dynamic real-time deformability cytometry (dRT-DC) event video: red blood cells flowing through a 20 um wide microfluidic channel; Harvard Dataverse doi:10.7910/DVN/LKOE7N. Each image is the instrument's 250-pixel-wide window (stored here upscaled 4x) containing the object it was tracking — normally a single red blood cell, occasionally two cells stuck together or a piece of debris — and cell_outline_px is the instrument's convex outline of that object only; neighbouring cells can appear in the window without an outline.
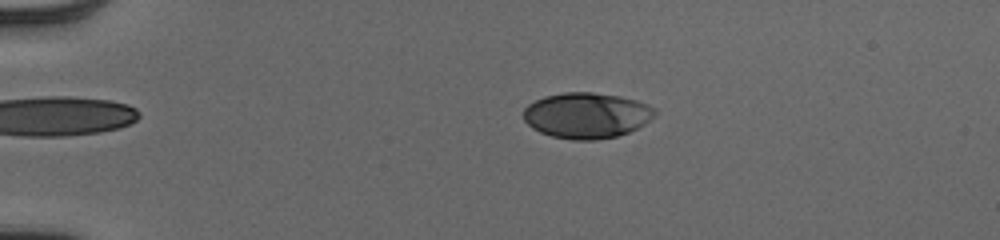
{"species": "human", "species_latin": "Homo sapiens", "temperature_condition": "cold", "stored_images_in_passage": 43, "camera_frame_rate_fps": 3000, "um_per_image_px": 0.085, "donor": {"sex": "male"}, "frame": {"image": 1, "passage_image": 2, "time_ms": 0.333, "image_size_px": [1000, 240], "cell_outline_px": [[656, 112], [644, 124], [628, 132], [616, 136], [596, 140], [572, 140], [552, 136], [540, 132], [532, 128], [524, 120], [524, 108], [528, 104], [544, 96], [564, 92], [592, 92], [620, 96], [636, 100], [648, 104], [656, 108]], "centroid_in_image_um": [49.85, 9.8], "position_along_channel_um": 35.2, "area_um2": 34.97}}
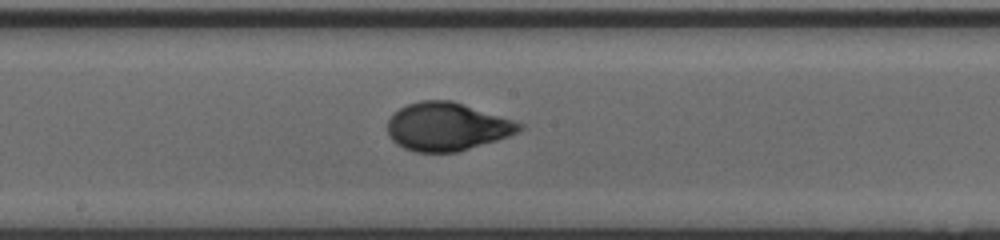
{"frame": {"image": 2, "passage_image": 20, "time_ms": 6.333, "image_size_px": [1000, 240], "cell_outline_px": [[524, 128], [508, 136], [496, 140], [456, 152], [416, 152], [404, 148], [396, 144], [388, 136], [388, 120], [400, 108], [408, 104], [420, 100], [452, 100], [524, 124]], "centroid_in_image_um": [37.97, 10.76], "position_along_channel_um": 210.2, "area_um2": 36.65}}
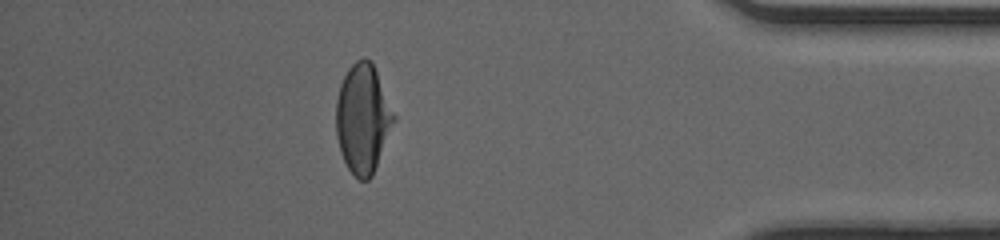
{"frame": {"image": 3, "passage_image": 37, "time_ms": 12.0, "image_size_px": [1000, 240], "cell_outline_px": [[396, 120], [372, 176], [368, 180], [360, 180], [348, 168], [340, 152], [336, 136], [336, 100], [340, 84], [348, 68], [356, 60], [364, 56], [372, 60], [396, 116]], "centroid_in_image_um": [30.85, 10.05], "position_along_channel_um": 404.4, "area_um2": 36.99}, "authors_computed_cell_mechanics": {"area_um2": 36.4718, "velocity_mm_per_s": 4.0017, "shape_relaxation_time_tau1_ms": 3.757, "shape_relaxation_time_tau2_ms": null, "deformation_change_tau1": 0.1678, "deformation_change_tau2": null}}